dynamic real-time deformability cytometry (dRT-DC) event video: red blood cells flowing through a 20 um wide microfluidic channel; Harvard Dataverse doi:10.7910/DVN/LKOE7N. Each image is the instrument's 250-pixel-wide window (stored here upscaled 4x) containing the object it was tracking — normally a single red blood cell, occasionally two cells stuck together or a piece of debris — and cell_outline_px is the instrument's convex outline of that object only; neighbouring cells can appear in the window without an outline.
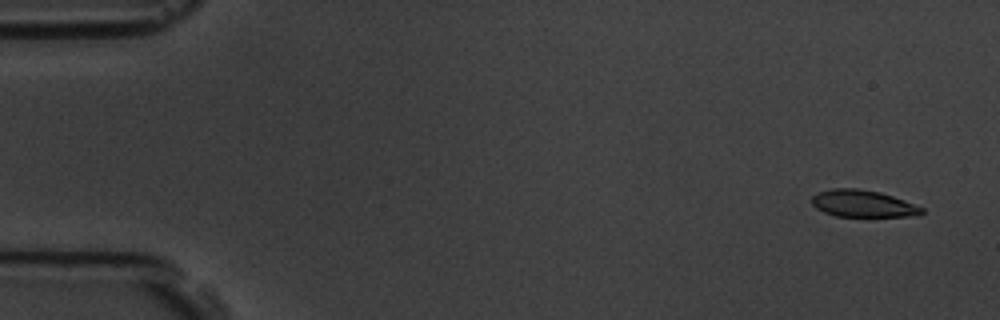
{"species": "common noctule bat (a hibernating species)", "species_latin": "Nyctalus noctula", "temperature_condition": "room temperature", "stored_images_in_passage": 6, "camera_frame_rate_fps": 3000, "um_per_image_px": 0.085, "animal": {"sex": "male", "body_mass_g": 19.5, "forearm_length_mm": 54.6}, "frame": {"image": 1, "passage_image": 1, "time_ms": 0.0, "image_size_px": [1000, 320], "cell_outline_px": [[924, 212], [920, 216], [836, 216], [824, 212], [816, 208], [812, 204], [812, 196], [820, 192], [832, 188], [856, 188], [880, 192], [904, 200], [924, 208]], "centroid_in_image_um": [73.37, 17.31], "position_along_channel_um": 11.6, "area_um2": 17.22}}
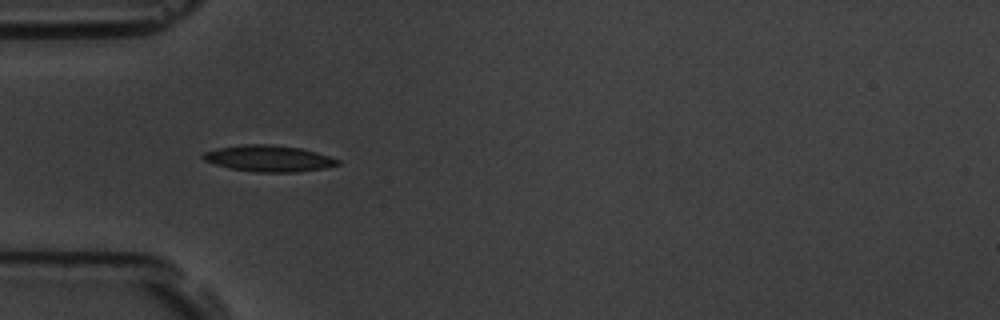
{"frame": {"image": 2, "passage_image": 5, "time_ms": 4.667, "image_size_px": [1000, 320], "cell_outline_px": [[340, 164], [324, 168], [296, 172], [256, 172], [232, 168], [216, 164], [204, 160], [200, 156], [204, 152], [216, 148], [244, 144], [272, 144], [304, 148], [340, 160]], "centroid_in_image_um": [22.85, 13.45], "position_along_channel_um": 62.2, "area_um2": 20.63}}
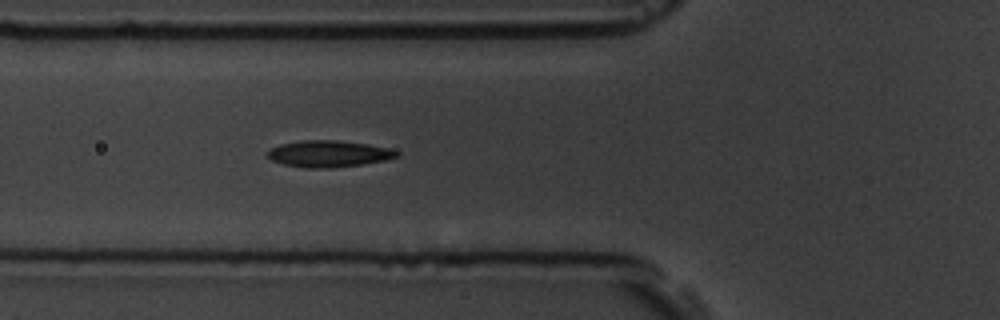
{"frame": {"image": 3, "passage_image": 6, "time_ms": 5.667, "image_size_px": [1000, 320], "cell_outline_px": [[400, 156], [388, 160], [360, 164], [328, 168], [304, 168], [284, 164], [272, 160], [264, 156], [264, 152], [280, 144], [300, 140], [336, 140], [368, 144], [388, 148], [400, 152]], "centroid_in_image_um": [27.91, 13.07], "position_along_channel_um": 97.9, "area_um2": 20.17}}